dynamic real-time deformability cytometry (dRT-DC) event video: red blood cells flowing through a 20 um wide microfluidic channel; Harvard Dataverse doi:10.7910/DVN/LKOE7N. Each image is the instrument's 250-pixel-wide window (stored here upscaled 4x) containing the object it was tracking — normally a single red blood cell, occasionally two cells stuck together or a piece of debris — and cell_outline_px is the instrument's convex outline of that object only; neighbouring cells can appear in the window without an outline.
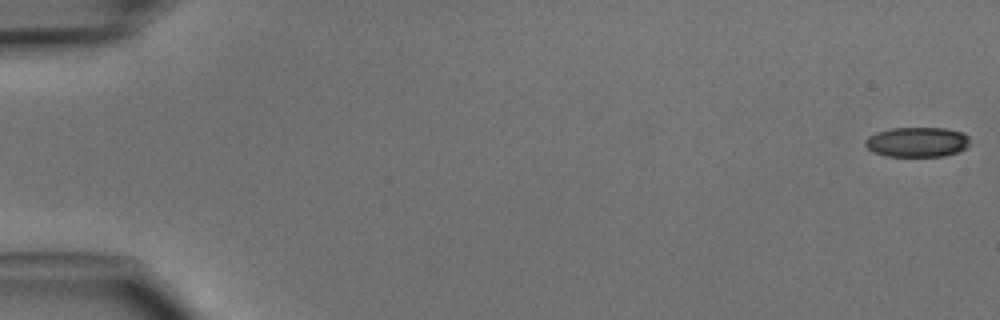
{"species": "common noctule bat (a hibernating species)", "species_latin": "Nyctalus noctula", "temperature_condition": "cold", "stored_images_in_passage": 48, "camera_frame_rate_fps": 3000, "um_per_image_px": 0.085, "animal": {"sex": "male", "body_mass_g": 15.6}, "frame": {"image": 1, "passage_image": 1, "time_ms": 0.0, "image_size_px": [1000, 320], "cell_outline_px": [[968, 148], [944, 156], [884, 156], [872, 152], [864, 144], [864, 140], [868, 136], [876, 132], [888, 128], [944, 128], [964, 132], [968, 136]], "centroid_in_image_um": [77.93, 12.07], "position_along_channel_um": 7.1, "area_um2": 18.44}}
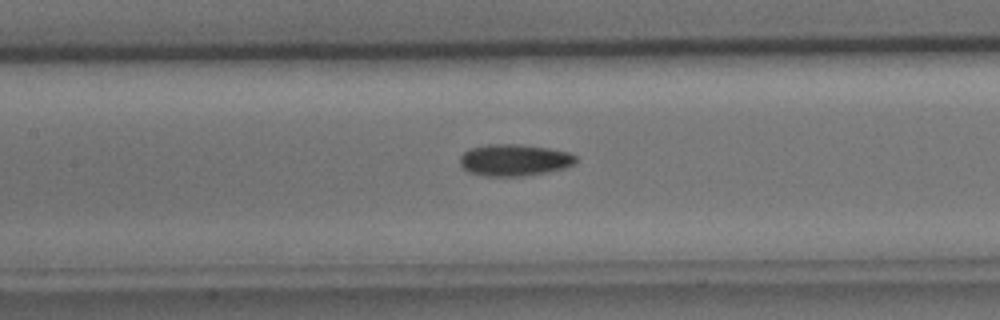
{"frame": {"image": 2, "passage_image": 23, "time_ms": 7.333, "image_size_px": [1000, 320], "cell_outline_px": [[576, 164], [564, 168], [548, 172], [524, 176], [484, 176], [472, 172], [464, 168], [460, 164], [460, 156], [464, 152], [472, 148], [488, 144], [520, 144], [548, 148], [568, 152], [576, 156]], "centroid_in_image_um": [43.75, 13.6], "position_along_channel_um": 163.7, "area_um2": 21.39}}
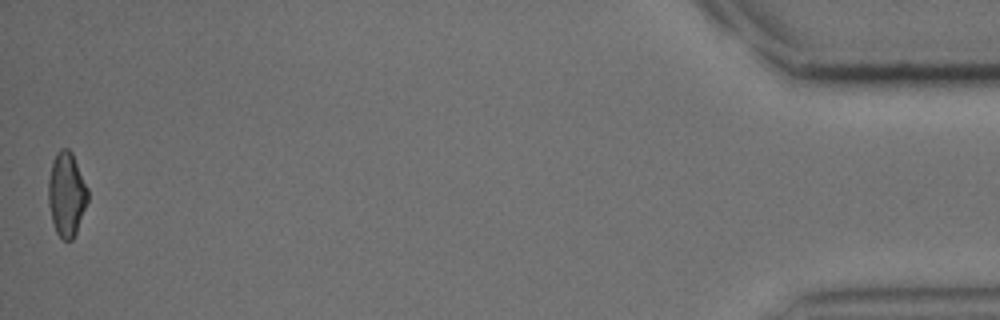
{"frame": {"image": 3, "passage_image": 48, "time_ms": 15.667, "image_size_px": [1000, 320], "cell_outline_px": [[88, 200], [76, 232], [72, 240], [64, 240], [56, 232], [52, 220], [48, 204], [48, 180], [52, 160], [56, 152], [60, 148], [68, 148], [72, 152], [88, 188]], "centroid_in_image_um": [5.65, 16.47], "position_along_channel_um": 429.6, "area_um2": 19.42}}